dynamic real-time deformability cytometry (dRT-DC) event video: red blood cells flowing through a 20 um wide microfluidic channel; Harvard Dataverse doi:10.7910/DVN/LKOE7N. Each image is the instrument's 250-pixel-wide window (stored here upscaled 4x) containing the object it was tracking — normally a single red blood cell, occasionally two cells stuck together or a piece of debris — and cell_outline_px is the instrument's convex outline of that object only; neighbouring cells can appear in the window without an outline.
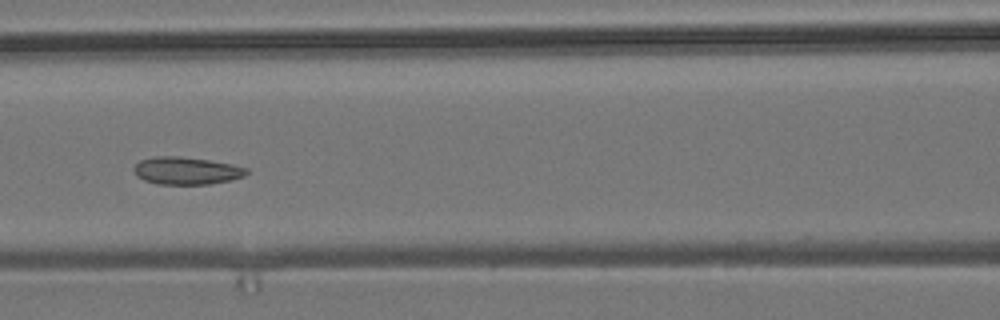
{"species": "common noctule bat (a hibernating species)", "species_latin": "Nyctalus noctula", "temperature_condition": "room temperature", "stored_images_in_passage": 7, "camera_frame_rate_fps": 3000, "um_per_image_px": 0.085, "animal": {"sex": "male", "body_mass_g": 19.2, "forearm_length_mm": 51.8}, "frame": {"image": 1, "passage_image": 7, "time_ms": 2.0, "image_size_px": [1000, 320], "cell_outline_px": [[248, 172], [244, 176], [232, 180], [208, 184], [156, 184], [144, 180], [136, 176], [132, 168], [140, 160], [152, 156], [180, 156], [208, 160], [232, 164], [248, 168]], "centroid_in_image_um": [15.82, 14.51], "position_along_channel_um": 150.8, "area_um2": 18.21}}